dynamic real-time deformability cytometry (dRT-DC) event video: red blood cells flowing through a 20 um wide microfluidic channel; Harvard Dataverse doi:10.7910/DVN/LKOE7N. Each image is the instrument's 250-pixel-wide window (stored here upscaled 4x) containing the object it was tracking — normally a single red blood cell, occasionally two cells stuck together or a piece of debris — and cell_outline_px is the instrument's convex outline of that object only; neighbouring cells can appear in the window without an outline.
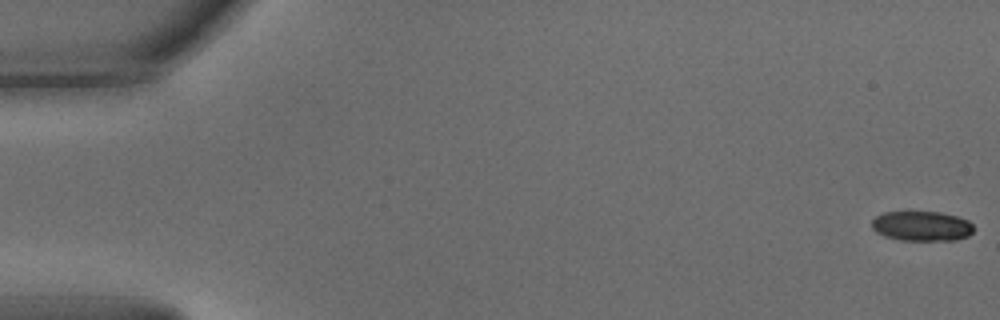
{"species": "common noctule bat (a hibernating species)", "species_latin": "Nyctalus noctula", "temperature_condition": "warm", "stored_images_in_passage": 53, "camera_frame_rate_fps": 3000, "um_per_image_px": 0.085, "animal": {"sex": "male", "body_mass_g": 15.6}, "frame": {"image": 1, "passage_image": 1, "time_ms": 0.0, "image_size_px": [1000, 320], "cell_outline_px": [[972, 232], [968, 236], [956, 240], [900, 240], [884, 236], [876, 232], [872, 228], [872, 220], [876, 216], [884, 212], [908, 208], [940, 212], [956, 216], [968, 220], [972, 224]], "centroid_in_image_um": [78.29, 19.16], "position_along_channel_um": 6.7, "area_um2": 18.5}}
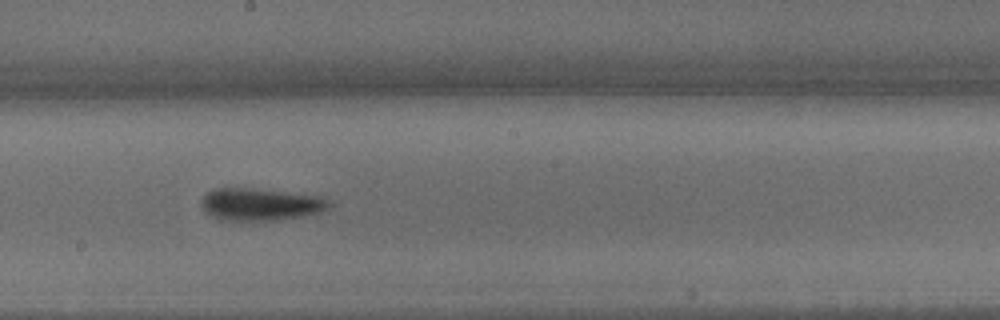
{"frame": {"image": 2, "passage_image": 30, "time_ms": 9.667, "image_size_px": [1000, 320], "cell_outline_px": [[332, 204], [328, 208], [320, 212], [300, 216], [276, 220], [220, 220], [212, 216], [204, 208], [200, 200], [208, 192], [216, 188], [248, 188], [316, 196]], "centroid_in_image_um": [22.08, 17.38], "position_along_channel_um": 226.1, "area_um2": 23.35}}
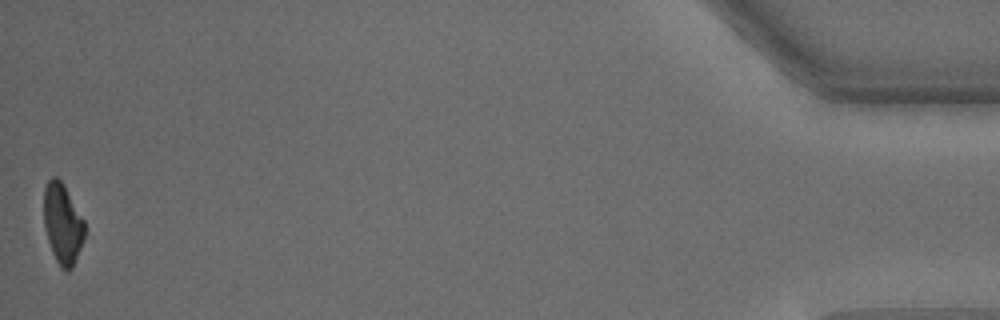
{"frame": {"image": 3, "passage_image": 53, "time_ms": 17.333, "image_size_px": [1000, 320], "cell_outline_px": [[84, 236], [80, 248], [72, 268], [68, 272], [60, 268], [52, 252], [48, 240], [44, 224], [44, 188], [48, 180], [52, 176], [56, 176], [64, 184], [84, 220]], "centroid_in_image_um": [5.31, 19.0], "position_along_channel_um": 429.9, "area_um2": 19.02}, "authors_computed_cell_mechanics": {"area_um2": 22.253, "velocity_mm_per_s": 3.8624, "shape_relaxation_time_tau1_ms": 2.7326, "shape_relaxation_time_tau2_ms": 6.7529, "deformation_change_tau1": 0.1328, "deformation_change_tau2": 0.2534}}